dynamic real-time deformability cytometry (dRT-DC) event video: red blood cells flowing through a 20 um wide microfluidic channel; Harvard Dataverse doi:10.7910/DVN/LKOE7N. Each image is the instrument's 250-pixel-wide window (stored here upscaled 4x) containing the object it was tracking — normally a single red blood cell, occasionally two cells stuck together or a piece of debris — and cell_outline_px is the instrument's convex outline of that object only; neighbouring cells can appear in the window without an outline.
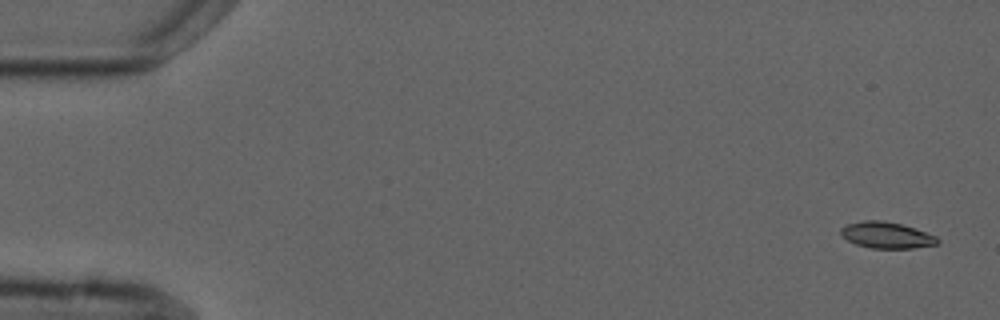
{"species": "common noctule bat (a hibernating species)", "species_latin": "Nyctalus noctula", "temperature_condition": "cold", "stored_images_in_passage": 5, "camera_frame_rate_fps": 3000, "um_per_image_px": 0.085, "animal": {"sex": "male", "forearm_length_mm": 52.5}, "frame": {"image": 1, "passage_image": 5, "time_ms": 6.333, "image_size_px": [1000, 320], "cell_outline_px": [[940, 244], [912, 248], [872, 248], [856, 244], [848, 240], [840, 232], [840, 228], [848, 224], [864, 220], [880, 220], [900, 224], [936, 236], [940, 240]], "centroid_in_image_um": [75.37, 19.99], "position_along_channel_um": 9.6, "area_um2": 14.57}}